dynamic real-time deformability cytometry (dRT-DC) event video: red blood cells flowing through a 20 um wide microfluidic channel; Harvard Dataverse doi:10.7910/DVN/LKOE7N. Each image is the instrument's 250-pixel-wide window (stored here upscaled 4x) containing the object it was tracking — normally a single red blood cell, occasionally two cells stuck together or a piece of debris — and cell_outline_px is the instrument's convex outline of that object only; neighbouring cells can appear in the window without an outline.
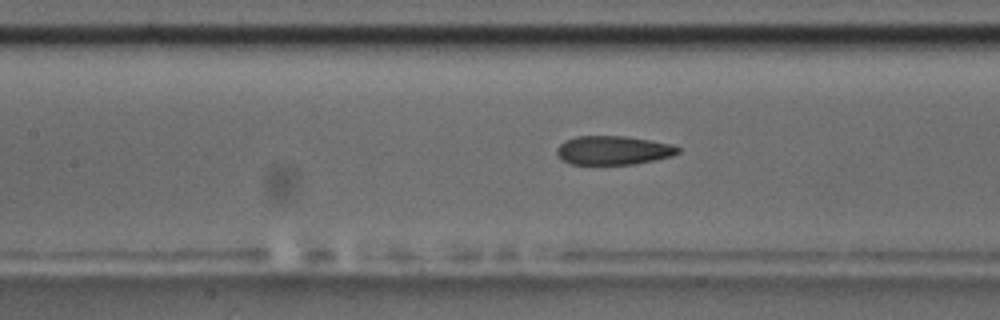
{"species": "common noctule bat (a hibernating species)", "species_latin": "Nyctalus noctula", "temperature_condition": "room temperature", "stored_images_in_passage": 53, "camera_frame_rate_fps": 3000, "um_per_image_px": 0.085, "animal": {"sex": "male", "body_mass_g": 17.5, "forearm_length_mm": 52.3}, "frame": {"image": 1, "passage_image": 23, "time_ms": 7.333, "image_size_px": [1000, 320], "cell_outline_px": [[680, 152], [672, 156], [636, 164], [572, 164], [556, 156], [556, 148], [564, 140], [576, 136], [628, 136], [672, 144], [680, 148]], "centroid_in_image_um": [52.12, 12.77], "position_along_channel_um": 155.3, "area_um2": 20.52}, "authors_computed_cell_mechanics": {"area_um2": 21.4438, "velocity_mm_per_s": 3.7481, "shape_relaxation_time_tau1_ms": 10.1184, "shape_relaxation_time_tau2_ms": 2.6131, "deformation_change_tau1": 0.2218, "deformation_change_tau2": 0.0927}}